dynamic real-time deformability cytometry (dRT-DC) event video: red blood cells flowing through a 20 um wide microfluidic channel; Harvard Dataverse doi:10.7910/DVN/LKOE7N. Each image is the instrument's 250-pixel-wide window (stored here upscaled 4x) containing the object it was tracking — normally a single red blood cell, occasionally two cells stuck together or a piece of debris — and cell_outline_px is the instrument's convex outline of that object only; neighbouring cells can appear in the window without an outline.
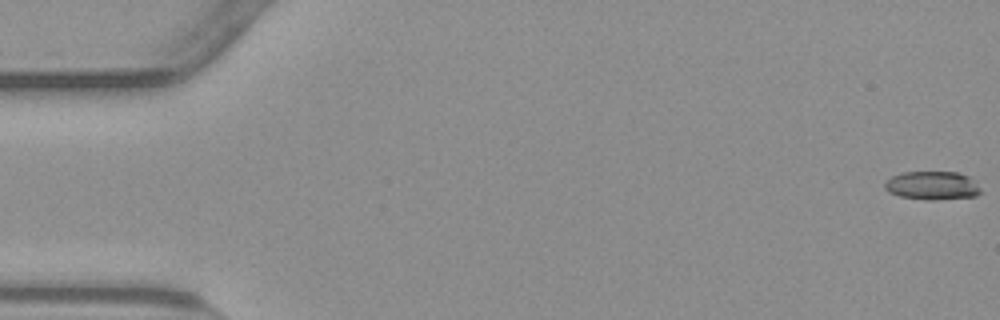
{"species": "common noctule bat (a hibernating species)", "species_latin": "Nyctalus noctula", "temperature_condition": "warm", "stored_images_in_passage": 55, "camera_frame_rate_fps": 3000, "um_per_image_px": 0.085, "animal": {"sex": "male", "body_mass_g": 23.1, "forearm_length_mm": 52.7}, "frame": {"image": 1, "passage_image": 1, "time_ms": 0.0, "image_size_px": [1000, 320], "cell_outline_px": [[980, 192], [976, 196], [932, 200], [928, 200], [900, 196], [888, 192], [884, 188], [884, 184], [892, 176], [904, 172], [960, 172], [968, 176], [980, 188]], "centroid_in_image_um": [79.23, 15.77], "position_along_channel_um": 5.8, "area_um2": 15.78}}
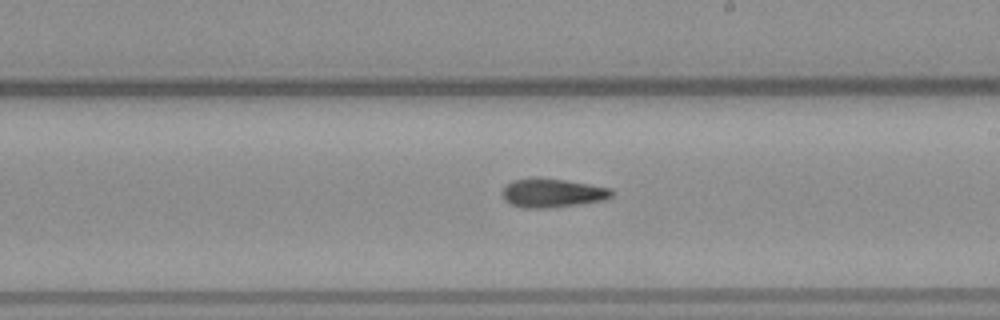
{"frame": {"image": 2, "passage_image": 32, "time_ms": 10.333, "image_size_px": [1000, 320], "cell_outline_px": [[612, 196], [604, 200], [576, 204], [544, 208], [524, 208], [512, 204], [504, 200], [500, 192], [512, 180], [564, 180], [612, 188]], "centroid_in_image_um": [46.95, 16.43], "position_along_channel_um": 242.0, "area_um2": 17.63}}
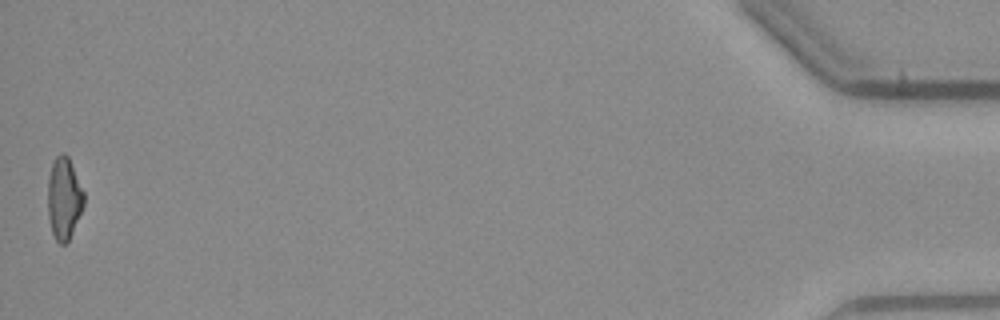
{"frame": {"image": 3, "passage_image": 55, "time_ms": 18.0, "image_size_px": [1000, 320], "cell_outline_px": [[84, 204], [72, 232], [68, 240], [64, 244], [60, 244], [56, 240], [52, 232], [48, 216], [48, 176], [52, 164], [56, 156], [60, 152], [64, 152], [68, 156], [84, 192]], "centroid_in_image_um": [5.43, 16.83], "position_along_channel_um": 429.8, "area_um2": 17.11}, "authors_computed_cell_mechanics": {"area_um2": 17.629, "velocity_mm_per_s": 3.8136, "shape_relaxation_time_tau1_ms": null, "shape_relaxation_time_tau2_ms": 3.924, "deformation_change_tau1": null, "deformation_change_tau2": 0.1322}}